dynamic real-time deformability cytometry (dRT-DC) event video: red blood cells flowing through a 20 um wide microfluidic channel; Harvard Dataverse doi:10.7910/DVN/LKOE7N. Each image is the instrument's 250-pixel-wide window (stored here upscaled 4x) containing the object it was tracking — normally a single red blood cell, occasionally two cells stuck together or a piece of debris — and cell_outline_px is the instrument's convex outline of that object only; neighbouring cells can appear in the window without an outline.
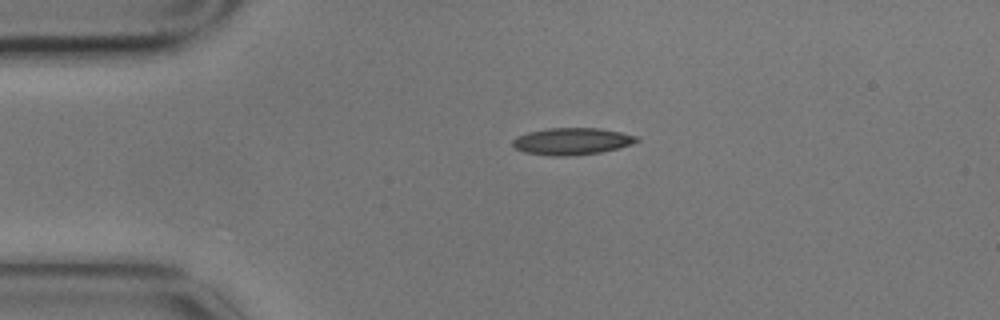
{"species": "common noctule bat (a hibernating species)", "species_latin": "Nyctalus noctula", "temperature_condition": "cold", "stored_images_in_passage": 2, "camera_frame_rate_fps": 3000, "um_per_image_px": 0.085, "animal": {"sex": "male", "body_mass_g": 17.9}, "frame": {"image": 1, "passage_image": 1, "time_ms": 0.0, "image_size_px": [1000, 320], "cell_outline_px": [[640, 140], [632, 144], [620, 148], [600, 152], [568, 156], [552, 156], [524, 152], [516, 148], [512, 144], [512, 140], [516, 136], [528, 132], [548, 128], [600, 128], [640, 136]], "centroid_in_image_um": [48.64, 12.0], "position_along_channel_um": 36.4, "area_um2": 19.59}}